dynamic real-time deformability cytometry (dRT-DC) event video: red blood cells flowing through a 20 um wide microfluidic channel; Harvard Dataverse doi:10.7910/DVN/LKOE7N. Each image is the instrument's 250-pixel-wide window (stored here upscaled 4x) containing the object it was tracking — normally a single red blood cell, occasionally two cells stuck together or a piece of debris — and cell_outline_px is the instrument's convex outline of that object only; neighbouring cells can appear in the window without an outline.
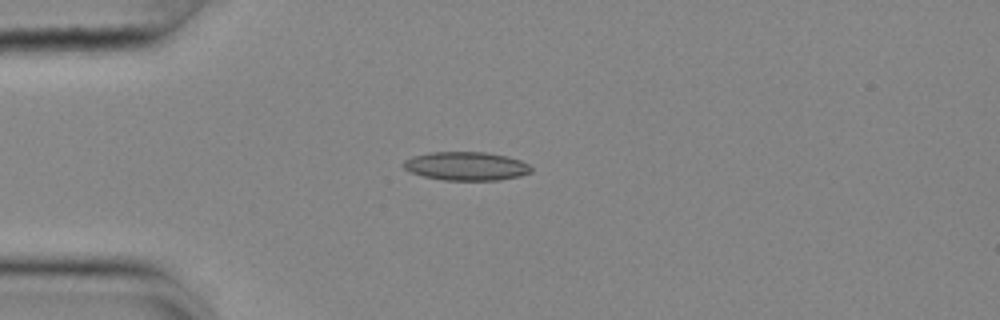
{"species": "common noctule bat (a hibernating species)", "species_latin": "Nyctalus noctula", "temperature_condition": "cold", "stored_images_in_passage": 42, "camera_frame_rate_fps": 3000, "um_per_image_px": 0.085, "animal": {"sex": "female", "body_mass_g": 25.1}, "frame": {"image": 1, "passage_image": 1, "time_ms": 0.0, "image_size_px": [1000, 320], "cell_outline_px": [[532, 172], [520, 176], [500, 180], [444, 180], [424, 176], [412, 172], [404, 168], [400, 164], [404, 160], [412, 156], [428, 152], [488, 152], [508, 156], [520, 160], [528, 164], [532, 168]], "centroid_in_image_um": [39.63, 14.11], "position_along_channel_um": 45.4, "area_um2": 21.44}}
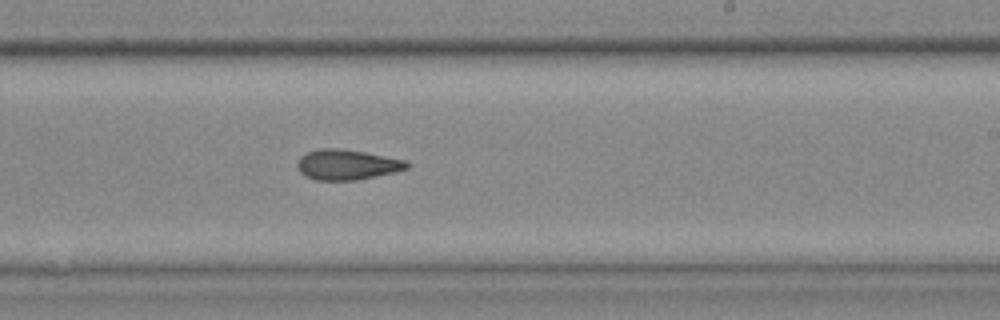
{"frame": {"image": 2, "passage_image": 20, "time_ms": 6.333, "image_size_px": [1000, 320], "cell_outline_px": [[408, 168], [392, 172], [356, 180], [316, 180], [304, 176], [300, 172], [296, 164], [300, 156], [308, 152], [320, 148], [340, 148], [364, 152], [404, 160], [408, 164]], "centroid_in_image_um": [29.42, 13.99], "position_along_channel_um": 259.6, "area_um2": 19.07}}
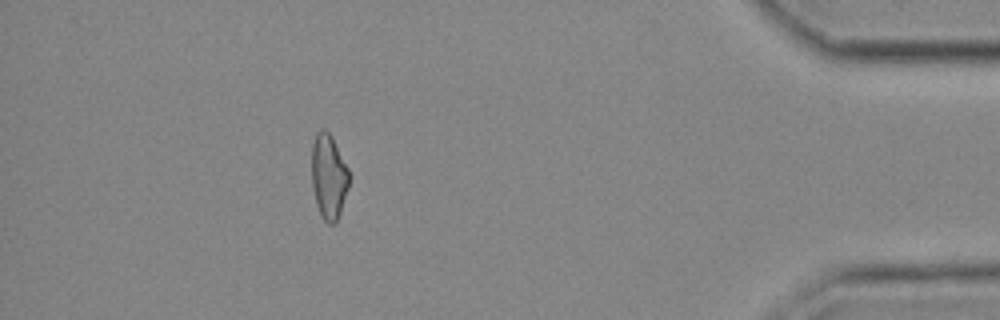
{"frame": {"image": 3, "passage_image": 36, "time_ms": 11.667, "image_size_px": [1000, 320], "cell_outline_px": [[352, 176], [336, 224], [328, 224], [320, 216], [316, 204], [312, 188], [312, 144], [316, 132], [320, 128], [324, 128], [332, 136]], "centroid_in_image_um": [27.94, 15.01], "position_along_channel_um": 407.3, "area_um2": 18.9}, "authors_computed_cell_mechanics": {"area_um2": 19.3341, "velocity_mm_per_s": 3.6854, "shape_relaxation_time_tau1_ms": 7.1391, "shape_relaxation_time_tau2_ms": 2.7142, "deformation_change_tau1": 0.1846, "deformation_change_tau2": 0.1077}}